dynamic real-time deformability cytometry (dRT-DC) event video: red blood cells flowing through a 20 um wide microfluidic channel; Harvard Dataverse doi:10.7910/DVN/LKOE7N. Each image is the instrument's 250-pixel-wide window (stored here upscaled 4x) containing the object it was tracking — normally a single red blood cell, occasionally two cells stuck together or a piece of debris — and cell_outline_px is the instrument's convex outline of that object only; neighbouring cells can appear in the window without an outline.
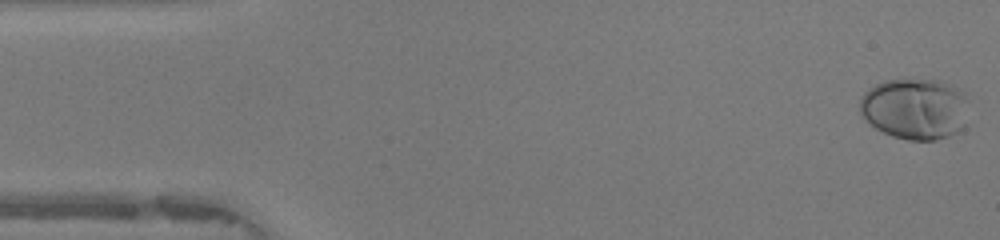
{"species": "human", "species_latin": "Homo sapiens", "temperature_condition": "warm", "stored_images_in_passage": 48, "camera_frame_rate_fps": 3000, "um_per_image_px": 0.085, "donor": {"sex": "female"}, "frame": {"image": 1, "passage_image": 1, "time_ms": 0.0, "image_size_px": [1000, 240], "cell_outline_px": [[964, 128], [948, 136], [936, 140], [908, 140], [892, 136], [876, 128], [860, 112], [860, 96], [868, 88], [884, 80], [940, 80], [952, 84], [964, 92]], "centroid_in_image_um": [77.74, 9.23], "position_along_channel_um": 7.3, "area_um2": 38.49}}
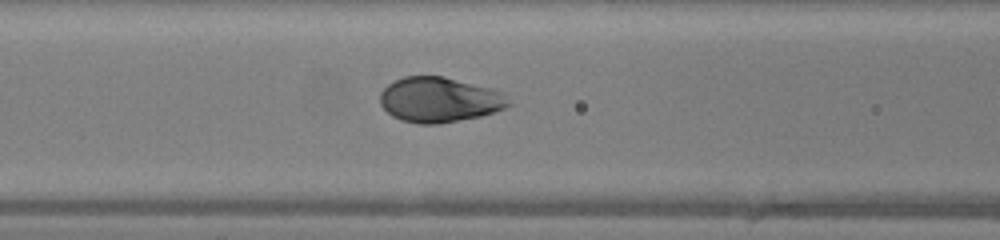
{"frame": {"image": 2, "passage_image": 19, "time_ms": 6.0, "image_size_px": [1000, 240], "cell_outline_px": [[512, 104], [504, 108], [480, 116], [440, 124], [416, 124], [400, 120], [392, 116], [380, 104], [380, 92], [388, 84], [404, 76], [444, 76], [504, 92]], "centroid_in_image_um": [37.33, 8.48], "position_along_channel_um": 129.3, "area_um2": 33.81}}
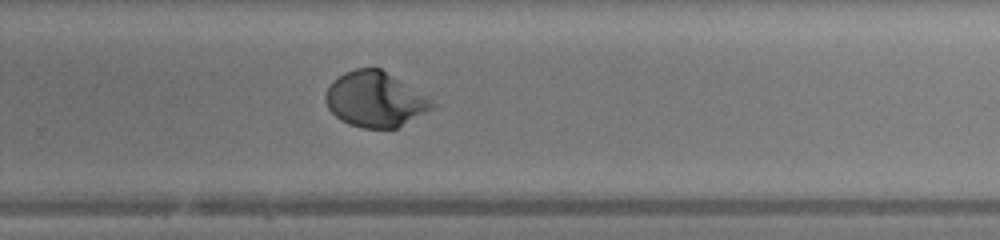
{"frame": {"image": 3, "passage_image": 31, "time_ms": 10.0, "image_size_px": [1000, 240], "cell_outline_px": [[440, 104], [396, 128], [360, 128], [348, 124], [340, 120], [328, 108], [324, 100], [324, 96], [332, 80], [344, 72], [356, 68], [380, 68], [428, 96]], "centroid_in_image_um": [31.88, 8.44], "position_along_channel_um": 297.9, "area_um2": 34.39}, "authors_computed_cell_mechanics": {"area_um2": 34.2465, "velocity_mm_per_s": 4.2309, "shape_relaxation_time_tau1_ms": 2.5013, "shape_relaxation_time_tau2_ms": null, "deformation_change_tau1": 0.2021, "deformation_change_tau2": null}}